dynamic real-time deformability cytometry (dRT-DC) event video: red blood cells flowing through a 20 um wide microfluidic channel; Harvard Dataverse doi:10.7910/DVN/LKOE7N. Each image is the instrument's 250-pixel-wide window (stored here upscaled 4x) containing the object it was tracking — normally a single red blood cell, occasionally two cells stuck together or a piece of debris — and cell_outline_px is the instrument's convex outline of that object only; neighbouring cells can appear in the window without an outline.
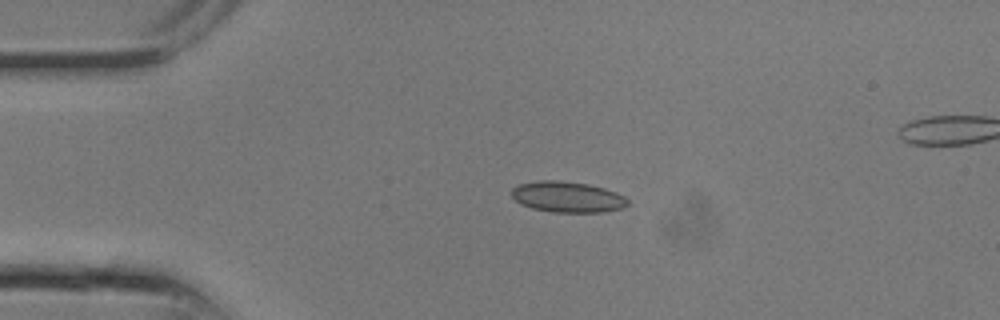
{"species": "common noctule bat (a hibernating species)", "species_latin": "Nyctalus noctula", "temperature_condition": "room temperature", "stored_images_in_passage": 25, "segment_of_instrument_passage": [1, 2], "camera_frame_rate_fps": 3000, "um_per_image_px": 0.085, "animal": {"sex": "male", "body_mass_g": 13.3}, "frame": {"image": 1, "passage_image": 5, "time_ms": 1.333, "image_size_px": [1000, 320], "cell_outline_px": [[628, 204], [624, 208], [604, 212], [552, 212], [532, 208], [520, 204], [512, 196], [512, 188], [520, 184], [536, 180], [560, 180], [588, 184], [604, 188], [616, 192], [624, 196], [628, 200]], "centroid_in_image_um": [48.24, 16.74], "position_along_channel_um": 36.8, "area_um2": 20.98}}
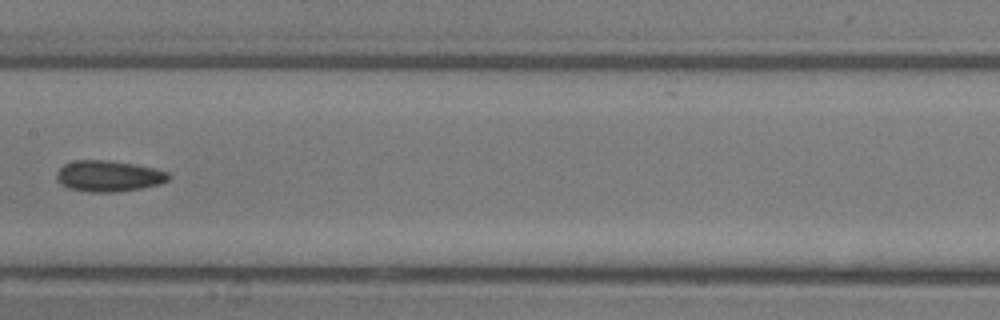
{"frame": {"image": 2, "passage_image": 12, "time_ms": 3.667, "image_size_px": [1000, 320], "cell_outline_px": [[172, 176], [168, 180], [160, 184], [140, 188], [116, 192], [88, 192], [68, 188], [56, 180], [56, 172], [64, 164], [76, 160], [108, 160], [136, 164], [168, 172]], "centroid_in_image_um": [9.22, 14.96], "position_along_channel_um": 198.2, "area_um2": 20.35}}
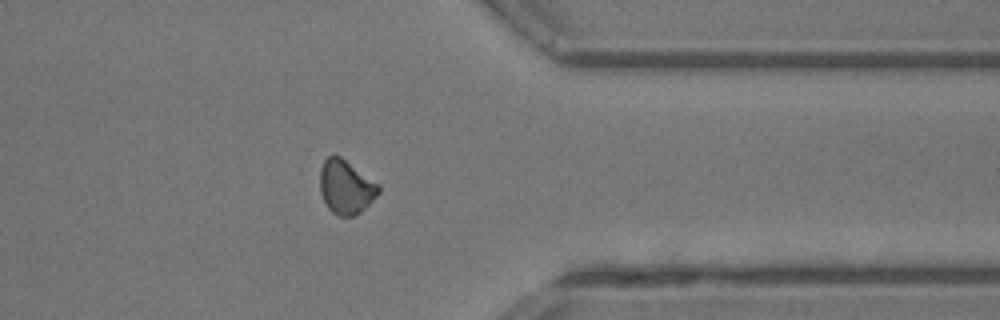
{"frame": {"image": 3, "passage_image": 19, "time_ms": 6.0, "image_size_px": [1000, 320], "cell_outline_px": [[380, 192], [356, 216], [336, 216], [328, 208], [320, 192], [320, 168], [324, 160], [332, 152], [340, 156], [380, 184]], "centroid_in_image_um": [29.39, 15.87], "position_along_channel_um": 382.0, "area_um2": 18.61}}